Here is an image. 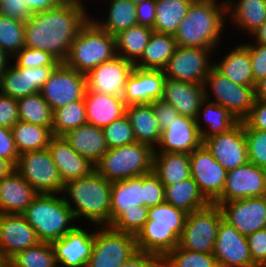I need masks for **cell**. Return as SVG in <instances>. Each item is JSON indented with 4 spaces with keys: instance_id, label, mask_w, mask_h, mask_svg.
Instances as JSON below:
<instances>
[{
    "instance_id": "cell-42",
    "label": "cell",
    "mask_w": 266,
    "mask_h": 267,
    "mask_svg": "<svg viewBox=\"0 0 266 267\" xmlns=\"http://www.w3.org/2000/svg\"><path fill=\"white\" fill-rule=\"evenodd\" d=\"M17 102L19 120L34 125L52 127L53 111L40 92L19 98Z\"/></svg>"
},
{
    "instance_id": "cell-63",
    "label": "cell",
    "mask_w": 266,
    "mask_h": 267,
    "mask_svg": "<svg viewBox=\"0 0 266 267\" xmlns=\"http://www.w3.org/2000/svg\"><path fill=\"white\" fill-rule=\"evenodd\" d=\"M251 36L256 40L255 43L266 45V20Z\"/></svg>"
},
{
    "instance_id": "cell-23",
    "label": "cell",
    "mask_w": 266,
    "mask_h": 267,
    "mask_svg": "<svg viewBox=\"0 0 266 267\" xmlns=\"http://www.w3.org/2000/svg\"><path fill=\"white\" fill-rule=\"evenodd\" d=\"M40 242L36 231L22 214H0V253L11 258Z\"/></svg>"
},
{
    "instance_id": "cell-33",
    "label": "cell",
    "mask_w": 266,
    "mask_h": 267,
    "mask_svg": "<svg viewBox=\"0 0 266 267\" xmlns=\"http://www.w3.org/2000/svg\"><path fill=\"white\" fill-rule=\"evenodd\" d=\"M153 172L164 185H173L191 177L189 155L173 152H154Z\"/></svg>"
},
{
    "instance_id": "cell-66",
    "label": "cell",
    "mask_w": 266,
    "mask_h": 267,
    "mask_svg": "<svg viewBox=\"0 0 266 267\" xmlns=\"http://www.w3.org/2000/svg\"><path fill=\"white\" fill-rule=\"evenodd\" d=\"M0 267H11V258L0 253Z\"/></svg>"
},
{
    "instance_id": "cell-47",
    "label": "cell",
    "mask_w": 266,
    "mask_h": 267,
    "mask_svg": "<svg viewBox=\"0 0 266 267\" xmlns=\"http://www.w3.org/2000/svg\"><path fill=\"white\" fill-rule=\"evenodd\" d=\"M148 207L133 205L122 211L110 224L113 230L137 235L148 219Z\"/></svg>"
},
{
    "instance_id": "cell-37",
    "label": "cell",
    "mask_w": 266,
    "mask_h": 267,
    "mask_svg": "<svg viewBox=\"0 0 266 267\" xmlns=\"http://www.w3.org/2000/svg\"><path fill=\"white\" fill-rule=\"evenodd\" d=\"M201 115L204 117L207 127H209L208 130H204V127L201 126V118H203ZM195 122L201 134L202 142H204L207 138L229 131L239 121L227 108L205 99L201 104Z\"/></svg>"
},
{
    "instance_id": "cell-24",
    "label": "cell",
    "mask_w": 266,
    "mask_h": 267,
    "mask_svg": "<svg viewBox=\"0 0 266 267\" xmlns=\"http://www.w3.org/2000/svg\"><path fill=\"white\" fill-rule=\"evenodd\" d=\"M203 144L195 119L179 115L165 130L161 131L159 148L154 152L190 154Z\"/></svg>"
},
{
    "instance_id": "cell-59",
    "label": "cell",
    "mask_w": 266,
    "mask_h": 267,
    "mask_svg": "<svg viewBox=\"0 0 266 267\" xmlns=\"http://www.w3.org/2000/svg\"><path fill=\"white\" fill-rule=\"evenodd\" d=\"M119 267H161V258L152 253L137 251Z\"/></svg>"
},
{
    "instance_id": "cell-29",
    "label": "cell",
    "mask_w": 266,
    "mask_h": 267,
    "mask_svg": "<svg viewBox=\"0 0 266 267\" xmlns=\"http://www.w3.org/2000/svg\"><path fill=\"white\" fill-rule=\"evenodd\" d=\"M69 145L94 165L109 149L103 128L86 123L63 135Z\"/></svg>"
},
{
    "instance_id": "cell-9",
    "label": "cell",
    "mask_w": 266,
    "mask_h": 267,
    "mask_svg": "<svg viewBox=\"0 0 266 267\" xmlns=\"http://www.w3.org/2000/svg\"><path fill=\"white\" fill-rule=\"evenodd\" d=\"M94 244L86 267H119L136 253L135 235L96 226Z\"/></svg>"
},
{
    "instance_id": "cell-49",
    "label": "cell",
    "mask_w": 266,
    "mask_h": 267,
    "mask_svg": "<svg viewBox=\"0 0 266 267\" xmlns=\"http://www.w3.org/2000/svg\"><path fill=\"white\" fill-rule=\"evenodd\" d=\"M248 162L266 169V131L249 128L244 123Z\"/></svg>"
},
{
    "instance_id": "cell-10",
    "label": "cell",
    "mask_w": 266,
    "mask_h": 267,
    "mask_svg": "<svg viewBox=\"0 0 266 267\" xmlns=\"http://www.w3.org/2000/svg\"><path fill=\"white\" fill-rule=\"evenodd\" d=\"M204 87L205 99L227 108L238 121L249 114L256 99L255 86L235 84L214 67L206 76ZM209 91L215 101L210 100Z\"/></svg>"
},
{
    "instance_id": "cell-18",
    "label": "cell",
    "mask_w": 266,
    "mask_h": 267,
    "mask_svg": "<svg viewBox=\"0 0 266 267\" xmlns=\"http://www.w3.org/2000/svg\"><path fill=\"white\" fill-rule=\"evenodd\" d=\"M203 144L227 171L248 162L243 121H239L225 133L207 138Z\"/></svg>"
},
{
    "instance_id": "cell-20",
    "label": "cell",
    "mask_w": 266,
    "mask_h": 267,
    "mask_svg": "<svg viewBox=\"0 0 266 267\" xmlns=\"http://www.w3.org/2000/svg\"><path fill=\"white\" fill-rule=\"evenodd\" d=\"M55 68H23L10 65L0 75V93L15 99L38 93Z\"/></svg>"
},
{
    "instance_id": "cell-22",
    "label": "cell",
    "mask_w": 266,
    "mask_h": 267,
    "mask_svg": "<svg viewBox=\"0 0 266 267\" xmlns=\"http://www.w3.org/2000/svg\"><path fill=\"white\" fill-rule=\"evenodd\" d=\"M166 77L163 70L134 67L128 76L122 96L126 106L160 100Z\"/></svg>"
},
{
    "instance_id": "cell-19",
    "label": "cell",
    "mask_w": 266,
    "mask_h": 267,
    "mask_svg": "<svg viewBox=\"0 0 266 267\" xmlns=\"http://www.w3.org/2000/svg\"><path fill=\"white\" fill-rule=\"evenodd\" d=\"M134 68V64L120 55L105 61L86 75L89 91L122 97L125 83Z\"/></svg>"
},
{
    "instance_id": "cell-3",
    "label": "cell",
    "mask_w": 266,
    "mask_h": 267,
    "mask_svg": "<svg viewBox=\"0 0 266 267\" xmlns=\"http://www.w3.org/2000/svg\"><path fill=\"white\" fill-rule=\"evenodd\" d=\"M111 186L112 182L93 170L87 176L66 182L62 193L76 221L84 217L93 225L109 226L111 223Z\"/></svg>"
},
{
    "instance_id": "cell-15",
    "label": "cell",
    "mask_w": 266,
    "mask_h": 267,
    "mask_svg": "<svg viewBox=\"0 0 266 267\" xmlns=\"http://www.w3.org/2000/svg\"><path fill=\"white\" fill-rule=\"evenodd\" d=\"M260 196H266V169L247 162L227 171L223 192L214 204Z\"/></svg>"
},
{
    "instance_id": "cell-39",
    "label": "cell",
    "mask_w": 266,
    "mask_h": 267,
    "mask_svg": "<svg viewBox=\"0 0 266 267\" xmlns=\"http://www.w3.org/2000/svg\"><path fill=\"white\" fill-rule=\"evenodd\" d=\"M11 130L19 154L48 148L53 137L52 127L34 125L21 120Z\"/></svg>"
},
{
    "instance_id": "cell-55",
    "label": "cell",
    "mask_w": 266,
    "mask_h": 267,
    "mask_svg": "<svg viewBox=\"0 0 266 267\" xmlns=\"http://www.w3.org/2000/svg\"><path fill=\"white\" fill-rule=\"evenodd\" d=\"M0 14L25 22L33 13L25 0H0Z\"/></svg>"
},
{
    "instance_id": "cell-7",
    "label": "cell",
    "mask_w": 266,
    "mask_h": 267,
    "mask_svg": "<svg viewBox=\"0 0 266 267\" xmlns=\"http://www.w3.org/2000/svg\"><path fill=\"white\" fill-rule=\"evenodd\" d=\"M153 155L154 149L150 145L135 142L109 148L94 168L107 181H120L151 173Z\"/></svg>"
},
{
    "instance_id": "cell-60",
    "label": "cell",
    "mask_w": 266,
    "mask_h": 267,
    "mask_svg": "<svg viewBox=\"0 0 266 267\" xmlns=\"http://www.w3.org/2000/svg\"><path fill=\"white\" fill-rule=\"evenodd\" d=\"M138 25L153 28L155 24L156 5L155 0H147L136 5Z\"/></svg>"
},
{
    "instance_id": "cell-2",
    "label": "cell",
    "mask_w": 266,
    "mask_h": 267,
    "mask_svg": "<svg viewBox=\"0 0 266 267\" xmlns=\"http://www.w3.org/2000/svg\"><path fill=\"white\" fill-rule=\"evenodd\" d=\"M194 0L174 33L177 46L214 49L226 24V2Z\"/></svg>"
},
{
    "instance_id": "cell-31",
    "label": "cell",
    "mask_w": 266,
    "mask_h": 267,
    "mask_svg": "<svg viewBox=\"0 0 266 267\" xmlns=\"http://www.w3.org/2000/svg\"><path fill=\"white\" fill-rule=\"evenodd\" d=\"M236 46L213 67L235 84L255 86L249 49L244 43Z\"/></svg>"
},
{
    "instance_id": "cell-32",
    "label": "cell",
    "mask_w": 266,
    "mask_h": 267,
    "mask_svg": "<svg viewBox=\"0 0 266 267\" xmlns=\"http://www.w3.org/2000/svg\"><path fill=\"white\" fill-rule=\"evenodd\" d=\"M225 2L226 14H231L233 24L247 31L249 36L266 20V0H225Z\"/></svg>"
},
{
    "instance_id": "cell-54",
    "label": "cell",
    "mask_w": 266,
    "mask_h": 267,
    "mask_svg": "<svg viewBox=\"0 0 266 267\" xmlns=\"http://www.w3.org/2000/svg\"><path fill=\"white\" fill-rule=\"evenodd\" d=\"M17 99L0 93V126L12 128L18 121Z\"/></svg>"
},
{
    "instance_id": "cell-8",
    "label": "cell",
    "mask_w": 266,
    "mask_h": 267,
    "mask_svg": "<svg viewBox=\"0 0 266 267\" xmlns=\"http://www.w3.org/2000/svg\"><path fill=\"white\" fill-rule=\"evenodd\" d=\"M222 219L221 209L214 203L189 213L178 246L194 252L213 253Z\"/></svg>"
},
{
    "instance_id": "cell-40",
    "label": "cell",
    "mask_w": 266,
    "mask_h": 267,
    "mask_svg": "<svg viewBox=\"0 0 266 267\" xmlns=\"http://www.w3.org/2000/svg\"><path fill=\"white\" fill-rule=\"evenodd\" d=\"M194 0H155L153 31L174 35Z\"/></svg>"
},
{
    "instance_id": "cell-6",
    "label": "cell",
    "mask_w": 266,
    "mask_h": 267,
    "mask_svg": "<svg viewBox=\"0 0 266 267\" xmlns=\"http://www.w3.org/2000/svg\"><path fill=\"white\" fill-rule=\"evenodd\" d=\"M116 55L115 36L101 29L90 18L74 38L63 63L87 75L95 67Z\"/></svg>"
},
{
    "instance_id": "cell-57",
    "label": "cell",
    "mask_w": 266,
    "mask_h": 267,
    "mask_svg": "<svg viewBox=\"0 0 266 267\" xmlns=\"http://www.w3.org/2000/svg\"><path fill=\"white\" fill-rule=\"evenodd\" d=\"M242 121L249 128L266 131V101L255 99L252 109Z\"/></svg>"
},
{
    "instance_id": "cell-25",
    "label": "cell",
    "mask_w": 266,
    "mask_h": 267,
    "mask_svg": "<svg viewBox=\"0 0 266 267\" xmlns=\"http://www.w3.org/2000/svg\"><path fill=\"white\" fill-rule=\"evenodd\" d=\"M160 100L172 105L179 115L195 119L205 100V87L203 84L166 78Z\"/></svg>"
},
{
    "instance_id": "cell-26",
    "label": "cell",
    "mask_w": 266,
    "mask_h": 267,
    "mask_svg": "<svg viewBox=\"0 0 266 267\" xmlns=\"http://www.w3.org/2000/svg\"><path fill=\"white\" fill-rule=\"evenodd\" d=\"M48 150L64 184L87 176L95 170L94 164L79 155L63 136H53L48 144Z\"/></svg>"
},
{
    "instance_id": "cell-16",
    "label": "cell",
    "mask_w": 266,
    "mask_h": 267,
    "mask_svg": "<svg viewBox=\"0 0 266 267\" xmlns=\"http://www.w3.org/2000/svg\"><path fill=\"white\" fill-rule=\"evenodd\" d=\"M219 207L223 220L246 237L266 228V196L223 202Z\"/></svg>"
},
{
    "instance_id": "cell-11",
    "label": "cell",
    "mask_w": 266,
    "mask_h": 267,
    "mask_svg": "<svg viewBox=\"0 0 266 267\" xmlns=\"http://www.w3.org/2000/svg\"><path fill=\"white\" fill-rule=\"evenodd\" d=\"M15 170L38 192L62 193V182L48 148L19 155Z\"/></svg>"
},
{
    "instance_id": "cell-67",
    "label": "cell",
    "mask_w": 266,
    "mask_h": 267,
    "mask_svg": "<svg viewBox=\"0 0 266 267\" xmlns=\"http://www.w3.org/2000/svg\"><path fill=\"white\" fill-rule=\"evenodd\" d=\"M132 1L137 5L147 0H132Z\"/></svg>"
},
{
    "instance_id": "cell-5",
    "label": "cell",
    "mask_w": 266,
    "mask_h": 267,
    "mask_svg": "<svg viewBox=\"0 0 266 267\" xmlns=\"http://www.w3.org/2000/svg\"><path fill=\"white\" fill-rule=\"evenodd\" d=\"M22 215L41 242L51 243L76 227V218L61 193L38 194Z\"/></svg>"
},
{
    "instance_id": "cell-36",
    "label": "cell",
    "mask_w": 266,
    "mask_h": 267,
    "mask_svg": "<svg viewBox=\"0 0 266 267\" xmlns=\"http://www.w3.org/2000/svg\"><path fill=\"white\" fill-rule=\"evenodd\" d=\"M165 202L174 207L192 213L207 207L210 202L200 192L192 177L173 185L164 186Z\"/></svg>"
},
{
    "instance_id": "cell-4",
    "label": "cell",
    "mask_w": 266,
    "mask_h": 267,
    "mask_svg": "<svg viewBox=\"0 0 266 267\" xmlns=\"http://www.w3.org/2000/svg\"><path fill=\"white\" fill-rule=\"evenodd\" d=\"M188 213L164 202L148 210V219L136 237L138 251L161 259L179 244Z\"/></svg>"
},
{
    "instance_id": "cell-56",
    "label": "cell",
    "mask_w": 266,
    "mask_h": 267,
    "mask_svg": "<svg viewBox=\"0 0 266 267\" xmlns=\"http://www.w3.org/2000/svg\"><path fill=\"white\" fill-rule=\"evenodd\" d=\"M19 155L14 143L12 130L0 126V158L7 159L16 166Z\"/></svg>"
},
{
    "instance_id": "cell-17",
    "label": "cell",
    "mask_w": 266,
    "mask_h": 267,
    "mask_svg": "<svg viewBox=\"0 0 266 267\" xmlns=\"http://www.w3.org/2000/svg\"><path fill=\"white\" fill-rule=\"evenodd\" d=\"M213 255L219 267H258L251 258L247 237L223 219L219 223Z\"/></svg>"
},
{
    "instance_id": "cell-1",
    "label": "cell",
    "mask_w": 266,
    "mask_h": 267,
    "mask_svg": "<svg viewBox=\"0 0 266 267\" xmlns=\"http://www.w3.org/2000/svg\"><path fill=\"white\" fill-rule=\"evenodd\" d=\"M89 19L85 5L78 0H64L53 9L33 13L24 22L25 47L48 52L63 63Z\"/></svg>"
},
{
    "instance_id": "cell-43",
    "label": "cell",
    "mask_w": 266,
    "mask_h": 267,
    "mask_svg": "<svg viewBox=\"0 0 266 267\" xmlns=\"http://www.w3.org/2000/svg\"><path fill=\"white\" fill-rule=\"evenodd\" d=\"M87 123L84 98L75 100L53 111V136H63L68 131Z\"/></svg>"
},
{
    "instance_id": "cell-21",
    "label": "cell",
    "mask_w": 266,
    "mask_h": 267,
    "mask_svg": "<svg viewBox=\"0 0 266 267\" xmlns=\"http://www.w3.org/2000/svg\"><path fill=\"white\" fill-rule=\"evenodd\" d=\"M87 231L76 226L50 243L58 267H86L94 244V232Z\"/></svg>"
},
{
    "instance_id": "cell-44",
    "label": "cell",
    "mask_w": 266,
    "mask_h": 267,
    "mask_svg": "<svg viewBox=\"0 0 266 267\" xmlns=\"http://www.w3.org/2000/svg\"><path fill=\"white\" fill-rule=\"evenodd\" d=\"M161 267H219L213 253L194 252L178 245L161 259Z\"/></svg>"
},
{
    "instance_id": "cell-45",
    "label": "cell",
    "mask_w": 266,
    "mask_h": 267,
    "mask_svg": "<svg viewBox=\"0 0 266 267\" xmlns=\"http://www.w3.org/2000/svg\"><path fill=\"white\" fill-rule=\"evenodd\" d=\"M11 267H58L52 245L40 242L37 246L17 252L11 257Z\"/></svg>"
},
{
    "instance_id": "cell-61",
    "label": "cell",
    "mask_w": 266,
    "mask_h": 267,
    "mask_svg": "<svg viewBox=\"0 0 266 267\" xmlns=\"http://www.w3.org/2000/svg\"><path fill=\"white\" fill-rule=\"evenodd\" d=\"M32 13L48 11L60 5L64 0H25Z\"/></svg>"
},
{
    "instance_id": "cell-50",
    "label": "cell",
    "mask_w": 266,
    "mask_h": 267,
    "mask_svg": "<svg viewBox=\"0 0 266 267\" xmlns=\"http://www.w3.org/2000/svg\"><path fill=\"white\" fill-rule=\"evenodd\" d=\"M12 60L16 61H14V65L23 68H37L41 66L57 67L60 64L50 53L28 47L20 50Z\"/></svg>"
},
{
    "instance_id": "cell-34",
    "label": "cell",
    "mask_w": 266,
    "mask_h": 267,
    "mask_svg": "<svg viewBox=\"0 0 266 267\" xmlns=\"http://www.w3.org/2000/svg\"><path fill=\"white\" fill-rule=\"evenodd\" d=\"M177 47L172 34L153 31L141 58L134 67L163 70Z\"/></svg>"
},
{
    "instance_id": "cell-14",
    "label": "cell",
    "mask_w": 266,
    "mask_h": 267,
    "mask_svg": "<svg viewBox=\"0 0 266 267\" xmlns=\"http://www.w3.org/2000/svg\"><path fill=\"white\" fill-rule=\"evenodd\" d=\"M189 163L191 177L200 192L210 203H214L223 192L227 170L214 159L204 144L189 154Z\"/></svg>"
},
{
    "instance_id": "cell-65",
    "label": "cell",
    "mask_w": 266,
    "mask_h": 267,
    "mask_svg": "<svg viewBox=\"0 0 266 267\" xmlns=\"http://www.w3.org/2000/svg\"><path fill=\"white\" fill-rule=\"evenodd\" d=\"M12 57L0 47V75L11 65L9 62Z\"/></svg>"
},
{
    "instance_id": "cell-12",
    "label": "cell",
    "mask_w": 266,
    "mask_h": 267,
    "mask_svg": "<svg viewBox=\"0 0 266 267\" xmlns=\"http://www.w3.org/2000/svg\"><path fill=\"white\" fill-rule=\"evenodd\" d=\"M212 51L215 50L177 46L163 69L165 77L204 85L206 76L214 66L209 62Z\"/></svg>"
},
{
    "instance_id": "cell-48",
    "label": "cell",
    "mask_w": 266,
    "mask_h": 267,
    "mask_svg": "<svg viewBox=\"0 0 266 267\" xmlns=\"http://www.w3.org/2000/svg\"><path fill=\"white\" fill-rule=\"evenodd\" d=\"M108 148H116L135 143L133 128L126 115L103 128Z\"/></svg>"
},
{
    "instance_id": "cell-51",
    "label": "cell",
    "mask_w": 266,
    "mask_h": 267,
    "mask_svg": "<svg viewBox=\"0 0 266 267\" xmlns=\"http://www.w3.org/2000/svg\"><path fill=\"white\" fill-rule=\"evenodd\" d=\"M164 202V185L159 177L153 171L144 175V206L151 208Z\"/></svg>"
},
{
    "instance_id": "cell-27",
    "label": "cell",
    "mask_w": 266,
    "mask_h": 267,
    "mask_svg": "<svg viewBox=\"0 0 266 267\" xmlns=\"http://www.w3.org/2000/svg\"><path fill=\"white\" fill-rule=\"evenodd\" d=\"M38 192L14 169L0 179V214H22Z\"/></svg>"
},
{
    "instance_id": "cell-38",
    "label": "cell",
    "mask_w": 266,
    "mask_h": 267,
    "mask_svg": "<svg viewBox=\"0 0 266 267\" xmlns=\"http://www.w3.org/2000/svg\"><path fill=\"white\" fill-rule=\"evenodd\" d=\"M153 29L135 25L115 35L116 53L135 64L143 55Z\"/></svg>"
},
{
    "instance_id": "cell-13",
    "label": "cell",
    "mask_w": 266,
    "mask_h": 267,
    "mask_svg": "<svg viewBox=\"0 0 266 267\" xmlns=\"http://www.w3.org/2000/svg\"><path fill=\"white\" fill-rule=\"evenodd\" d=\"M86 88V75L60 63L41 88L40 94L54 111L75 100H82Z\"/></svg>"
},
{
    "instance_id": "cell-46",
    "label": "cell",
    "mask_w": 266,
    "mask_h": 267,
    "mask_svg": "<svg viewBox=\"0 0 266 267\" xmlns=\"http://www.w3.org/2000/svg\"><path fill=\"white\" fill-rule=\"evenodd\" d=\"M24 22L0 14V47L12 58L25 47Z\"/></svg>"
},
{
    "instance_id": "cell-41",
    "label": "cell",
    "mask_w": 266,
    "mask_h": 267,
    "mask_svg": "<svg viewBox=\"0 0 266 267\" xmlns=\"http://www.w3.org/2000/svg\"><path fill=\"white\" fill-rule=\"evenodd\" d=\"M105 21L94 20L101 29L115 36L119 32L138 24L136 4L132 0H110Z\"/></svg>"
},
{
    "instance_id": "cell-30",
    "label": "cell",
    "mask_w": 266,
    "mask_h": 267,
    "mask_svg": "<svg viewBox=\"0 0 266 267\" xmlns=\"http://www.w3.org/2000/svg\"><path fill=\"white\" fill-rule=\"evenodd\" d=\"M125 115L133 128L136 142L148 144L155 149V144L157 146L161 138V130L152 103L128 105Z\"/></svg>"
},
{
    "instance_id": "cell-35",
    "label": "cell",
    "mask_w": 266,
    "mask_h": 267,
    "mask_svg": "<svg viewBox=\"0 0 266 267\" xmlns=\"http://www.w3.org/2000/svg\"><path fill=\"white\" fill-rule=\"evenodd\" d=\"M133 205L144 206V175L112 182L111 222Z\"/></svg>"
},
{
    "instance_id": "cell-53",
    "label": "cell",
    "mask_w": 266,
    "mask_h": 267,
    "mask_svg": "<svg viewBox=\"0 0 266 267\" xmlns=\"http://www.w3.org/2000/svg\"><path fill=\"white\" fill-rule=\"evenodd\" d=\"M250 255L258 267H266V228L247 236Z\"/></svg>"
},
{
    "instance_id": "cell-58",
    "label": "cell",
    "mask_w": 266,
    "mask_h": 267,
    "mask_svg": "<svg viewBox=\"0 0 266 267\" xmlns=\"http://www.w3.org/2000/svg\"><path fill=\"white\" fill-rule=\"evenodd\" d=\"M152 106L161 131L165 130L168 124H170L179 116V113L176 111V109L164 101H154L152 102Z\"/></svg>"
},
{
    "instance_id": "cell-28",
    "label": "cell",
    "mask_w": 266,
    "mask_h": 267,
    "mask_svg": "<svg viewBox=\"0 0 266 267\" xmlns=\"http://www.w3.org/2000/svg\"><path fill=\"white\" fill-rule=\"evenodd\" d=\"M87 123L104 128L125 115L122 97L100 94L86 88L84 94Z\"/></svg>"
},
{
    "instance_id": "cell-52",
    "label": "cell",
    "mask_w": 266,
    "mask_h": 267,
    "mask_svg": "<svg viewBox=\"0 0 266 267\" xmlns=\"http://www.w3.org/2000/svg\"><path fill=\"white\" fill-rule=\"evenodd\" d=\"M250 53L253 81H258L266 77V45L258 43H244Z\"/></svg>"
},
{
    "instance_id": "cell-62",
    "label": "cell",
    "mask_w": 266,
    "mask_h": 267,
    "mask_svg": "<svg viewBox=\"0 0 266 267\" xmlns=\"http://www.w3.org/2000/svg\"><path fill=\"white\" fill-rule=\"evenodd\" d=\"M255 97L257 100L266 101V77L256 83Z\"/></svg>"
},
{
    "instance_id": "cell-64",
    "label": "cell",
    "mask_w": 266,
    "mask_h": 267,
    "mask_svg": "<svg viewBox=\"0 0 266 267\" xmlns=\"http://www.w3.org/2000/svg\"><path fill=\"white\" fill-rule=\"evenodd\" d=\"M14 169L15 166L10 161L0 158V179L8 176Z\"/></svg>"
}]
</instances>
